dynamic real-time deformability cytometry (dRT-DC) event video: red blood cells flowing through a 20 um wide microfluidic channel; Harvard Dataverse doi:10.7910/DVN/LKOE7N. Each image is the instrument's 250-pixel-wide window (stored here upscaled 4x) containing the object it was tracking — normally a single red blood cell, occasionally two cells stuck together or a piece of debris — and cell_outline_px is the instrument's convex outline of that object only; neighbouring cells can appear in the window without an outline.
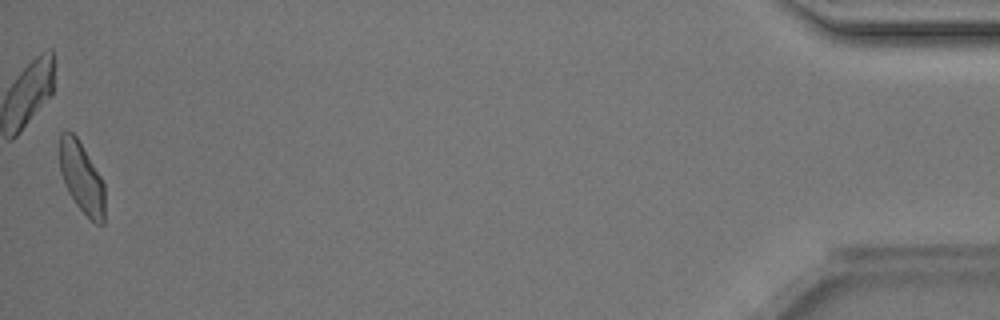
{"species": "Egyptian fruit bat (a non-hibernating species)", "species_latin": "Rousettus aegyptiacus", "temperature_condition": "room temperature", "stored_images_in_passage": 48, "camera_frame_rate_fps": 3000, "um_per_image_px": 0.085, "animal": {"sex": "male"}, "frame": {"image": 1, "passage_image": 48, "time_ms": 15.667, "image_size_px": [1000, 320], "cell_outline_px": [[104, 224], [96, 224], [76, 204], [68, 192], [64, 184], [60, 172], [60, 132], [68, 128], [76, 136], [100, 176], [104, 184]], "centroid_in_image_um": [6.92, 15.08], "position_along_channel_um": 428.3, "area_um2": 18.5}, "authors_computed_cell_mechanics": {"area_um2": 19.7098, "velocity_mm_per_s": 4.1181, "shape_relaxation_time_tau1_ms": 4.8621, "shape_relaxation_time_tau2_ms": 1.2599, "deformation_change_tau1": 0.1159, "deformation_change_tau2": 0.0718}}